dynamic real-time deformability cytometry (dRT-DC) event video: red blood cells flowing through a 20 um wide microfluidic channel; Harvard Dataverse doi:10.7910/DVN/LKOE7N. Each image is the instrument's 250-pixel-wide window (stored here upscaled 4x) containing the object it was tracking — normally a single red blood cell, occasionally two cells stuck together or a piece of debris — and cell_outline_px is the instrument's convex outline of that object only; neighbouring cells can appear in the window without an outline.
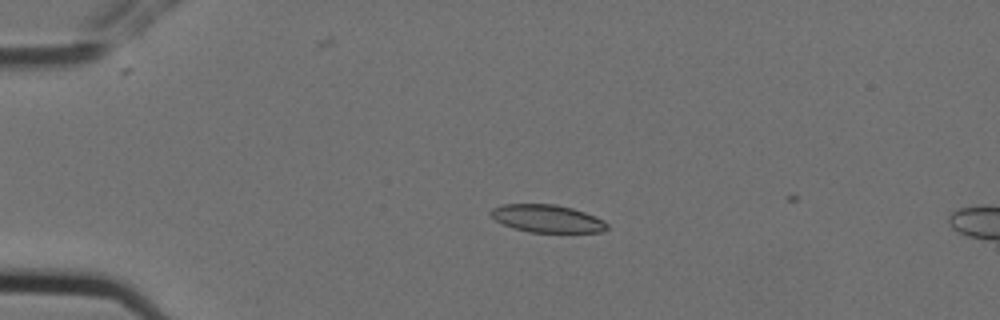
{"species": "Egyptian fruit bat (a non-hibernating species)", "species_latin": "Rousettus aegyptiacus", "temperature_condition": "cold", "stored_images_in_passage": 6, "camera_frame_rate_fps": 3000, "um_per_image_px": 0.085, "animal": {"sex": "female"}, "frame": {"image": 1, "passage_image": 4, "time_ms": 1.0, "image_size_px": [1000, 320], "cell_outline_px": [[608, 228], [600, 232], [528, 232], [512, 228], [496, 220], [488, 212], [492, 208], [504, 204], [556, 204], [572, 208], [584, 212], [604, 220], [608, 224]], "centroid_in_image_um": [46.5, 18.58], "position_along_channel_um": 38.5, "area_um2": 18.73}}